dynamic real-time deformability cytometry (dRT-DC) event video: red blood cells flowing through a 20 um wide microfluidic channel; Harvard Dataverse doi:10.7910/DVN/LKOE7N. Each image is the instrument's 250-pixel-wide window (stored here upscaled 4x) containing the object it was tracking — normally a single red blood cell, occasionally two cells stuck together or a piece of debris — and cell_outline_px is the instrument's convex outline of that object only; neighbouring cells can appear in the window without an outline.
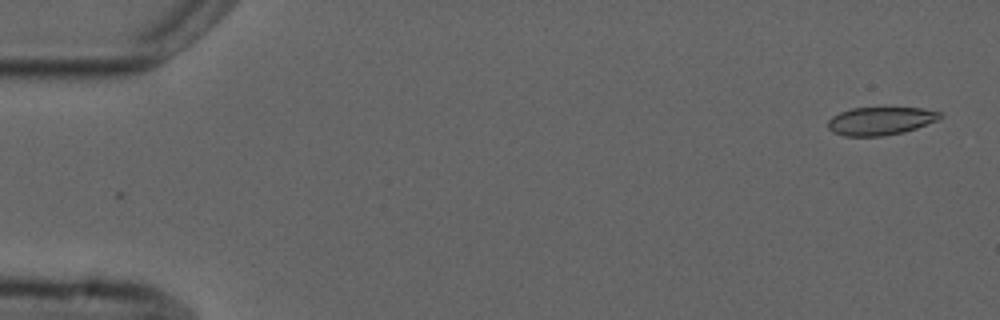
{"species": "common noctule bat (a hibernating species)", "species_latin": "Nyctalus noctula", "temperature_condition": "cold", "stored_images_in_passage": 2, "camera_frame_rate_fps": 3000, "um_per_image_px": 0.085, "animal": {"sex": "male", "forearm_length_mm": 52.5}, "frame": {"image": 1, "passage_image": 2, "time_ms": 1.333, "image_size_px": [1000, 320], "cell_outline_px": [[944, 116], [936, 120], [916, 128], [904, 132], [884, 136], [844, 136], [832, 132], [828, 128], [828, 120], [832, 116], [840, 112], [852, 108], [924, 108], [940, 112]], "centroid_in_image_um": [74.82, 10.28], "position_along_channel_um": 10.2, "area_um2": 18.32}}